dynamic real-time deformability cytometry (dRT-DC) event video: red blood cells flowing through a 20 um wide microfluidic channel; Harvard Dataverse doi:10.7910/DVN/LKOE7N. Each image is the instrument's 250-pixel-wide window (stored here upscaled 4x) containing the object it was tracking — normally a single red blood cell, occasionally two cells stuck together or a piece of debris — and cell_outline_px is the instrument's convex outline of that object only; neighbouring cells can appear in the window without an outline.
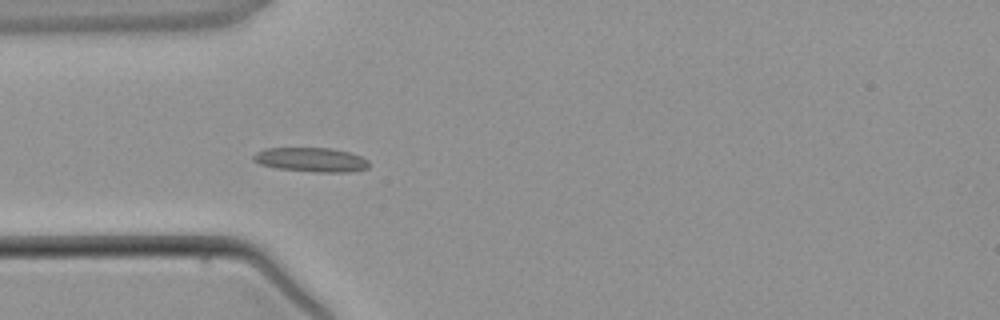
{"species": "common noctule bat (a hibernating species)", "species_latin": "Nyctalus noctula", "temperature_condition": "warm", "stored_images_in_passage": 2, "camera_frame_rate_fps": 3000, "um_per_image_px": 0.085, "animal": {"sex": "male", "body_mass_g": 21.5, "forearm_length_mm": 52.0}, "frame": {"image": 1, "passage_image": 2, "time_ms": 2.333, "image_size_px": [1000, 320], "cell_outline_px": [[368, 168], [348, 172], [316, 172], [276, 168], [260, 164], [252, 160], [252, 156], [256, 152], [264, 148], [332, 148], [348, 152], [360, 156], [368, 160]], "centroid_in_image_um": [26.41, 13.57], "position_along_channel_um": 58.6, "area_um2": 16.36}}